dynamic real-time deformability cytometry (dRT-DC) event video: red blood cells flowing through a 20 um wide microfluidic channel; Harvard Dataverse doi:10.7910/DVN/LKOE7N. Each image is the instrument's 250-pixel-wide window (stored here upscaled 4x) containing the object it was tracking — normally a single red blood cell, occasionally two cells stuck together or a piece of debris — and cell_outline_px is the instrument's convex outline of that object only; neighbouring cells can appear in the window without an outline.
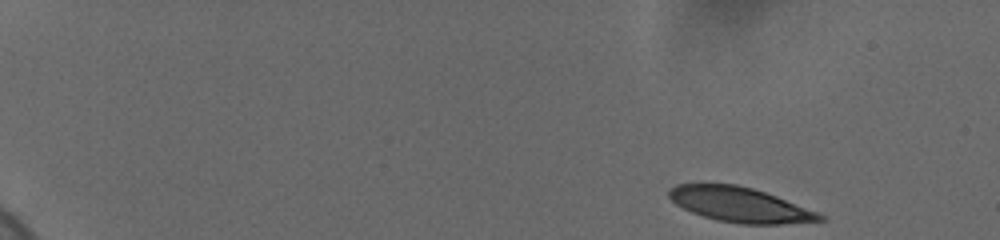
{"species": "human", "species_latin": "Homo sapiens", "temperature_condition": "cold", "stored_images_in_passage": 30, "camera_frame_rate_fps": 3000, "um_per_image_px": 0.085, "donor": {"sex": "female"}, "frame": {"image": 1, "passage_image": 1, "time_ms": 0.0, "image_size_px": [1000, 240], "cell_outline_px": [[824, 220], [780, 224], [744, 224], [720, 220], [704, 216], [692, 212], [676, 204], [668, 196], [668, 192], [676, 184], [736, 184], [752, 188], [776, 196], [816, 212], [824, 216]], "centroid_in_image_um": [62.86, 17.39], "position_along_channel_um": 22.1, "area_um2": 29.94}}
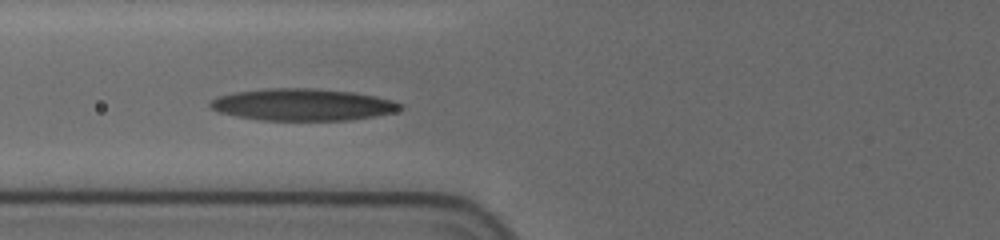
{"frame": {"image": 2, "passage_image": 18, "time_ms": 6.333, "image_size_px": [1000, 240], "cell_outline_px": [[404, 108], [392, 112], [372, 116], [348, 120], [260, 120], [220, 112], [212, 108], [208, 104], [212, 100], [220, 96], [232, 92], [268, 88], [312, 88], [352, 92], [392, 100], [404, 104]], "centroid_in_image_um": [25.72, 8.89], "position_along_channel_um": 100.1, "area_um2": 34.97}}
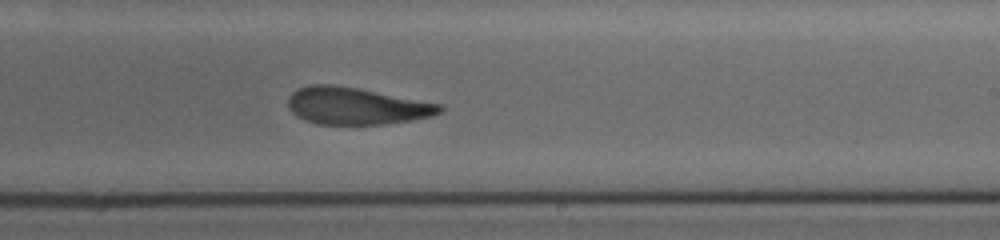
{"frame": {"image": 3, "passage_image": 30, "time_ms": 10.667, "image_size_px": [1000, 240], "cell_outline_px": [[444, 108], [440, 112], [432, 116], [408, 120], [380, 124], [316, 124], [304, 120], [296, 116], [288, 108], [288, 100], [292, 92], [300, 88], [312, 84], [332, 84], [356, 88], [440, 104]], "centroid_in_image_um": [30.22, 9.01], "position_along_channel_um": 258.8, "area_um2": 32.31}}